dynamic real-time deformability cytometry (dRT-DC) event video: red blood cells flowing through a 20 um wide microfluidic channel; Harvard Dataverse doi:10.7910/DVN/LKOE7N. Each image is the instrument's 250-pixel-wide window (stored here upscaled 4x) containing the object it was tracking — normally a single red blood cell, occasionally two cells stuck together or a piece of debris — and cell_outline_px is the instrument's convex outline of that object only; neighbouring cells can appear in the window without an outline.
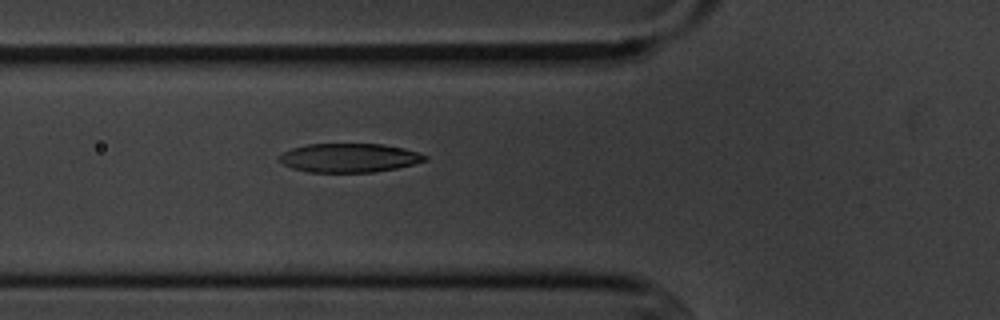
{"species": "common noctule bat (a hibernating species)", "species_latin": "Nyctalus noctula", "temperature_condition": "cold", "stored_images_in_passage": 2, "camera_frame_rate_fps": 3000, "um_per_image_px": 0.085, "animal": {"sex": "male", "body_mass_g": 20.1, "forearm_length_mm": 53.5}, "frame": {"image": 1, "passage_image": 2, "time_ms": 1.0, "image_size_px": [1000, 320], "cell_outline_px": [[428, 160], [396, 168], [372, 172], [308, 172], [292, 168], [276, 160], [284, 152], [292, 148], [308, 144], [380, 144], [404, 148], [428, 156]], "centroid_in_image_um": [29.66, 13.42], "position_along_channel_um": 96.1, "area_um2": 24.39}}